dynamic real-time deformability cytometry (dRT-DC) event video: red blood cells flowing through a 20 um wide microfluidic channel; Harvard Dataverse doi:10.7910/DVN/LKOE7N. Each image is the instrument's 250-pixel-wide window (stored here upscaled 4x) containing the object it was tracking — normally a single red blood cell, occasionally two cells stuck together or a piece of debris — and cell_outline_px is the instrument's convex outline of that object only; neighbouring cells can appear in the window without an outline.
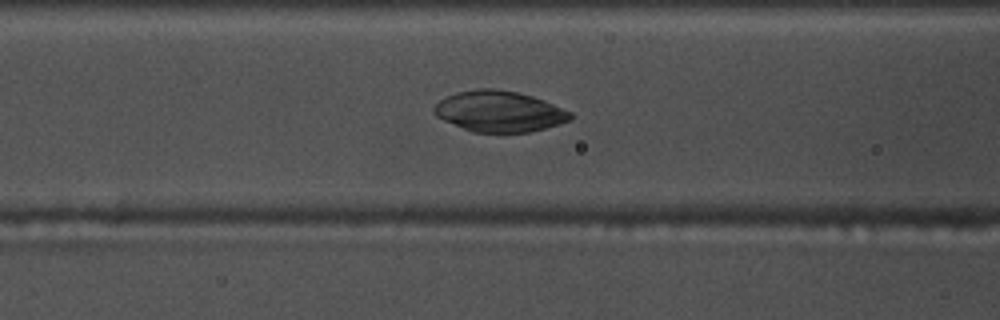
{"species": "common noctule bat (a hibernating species)", "species_latin": "Nyctalus noctula", "temperature_condition": "warm", "stored_images_in_passage": 48, "camera_frame_rate_fps": 3000, "um_per_image_px": 0.085, "animal": {"sex": "male", "body_mass_g": 17.5, "forearm_length_mm": 52.3}, "frame": {"image": 1, "passage_image": 22, "time_ms": 7.0, "image_size_px": [1000, 320], "cell_outline_px": [[572, 116], [568, 120], [560, 124], [528, 132], [472, 132], [444, 120], [436, 116], [432, 112], [432, 108], [440, 100], [456, 92], [480, 88], [492, 88], [516, 92], [532, 96], [544, 100], [572, 112]], "centroid_in_image_um": [42.42, 9.46], "position_along_channel_um": 124.2, "area_um2": 32.31}}
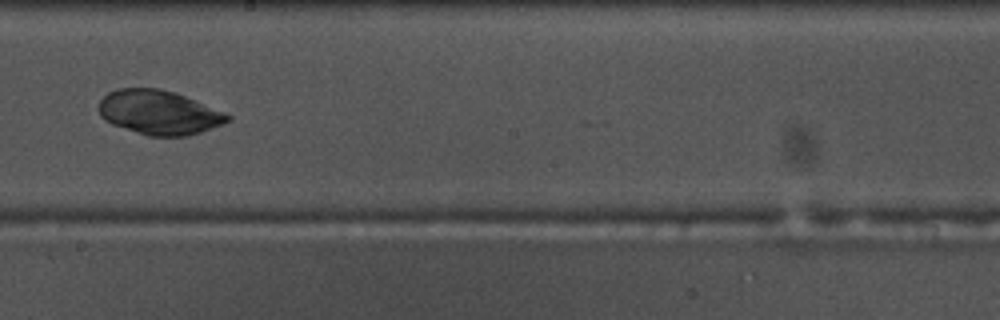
{"frame": {"image": 2, "passage_image": 31, "time_ms": 10.0, "image_size_px": [1000, 320], "cell_outline_px": [[232, 120], [200, 132], [184, 136], [148, 136], [112, 124], [104, 120], [100, 116], [100, 100], [108, 92], [116, 88], [160, 88], [184, 96], [224, 112], [232, 116]], "centroid_in_image_um": [13.49, 9.55], "position_along_channel_um": 234.7, "area_um2": 32.95}}
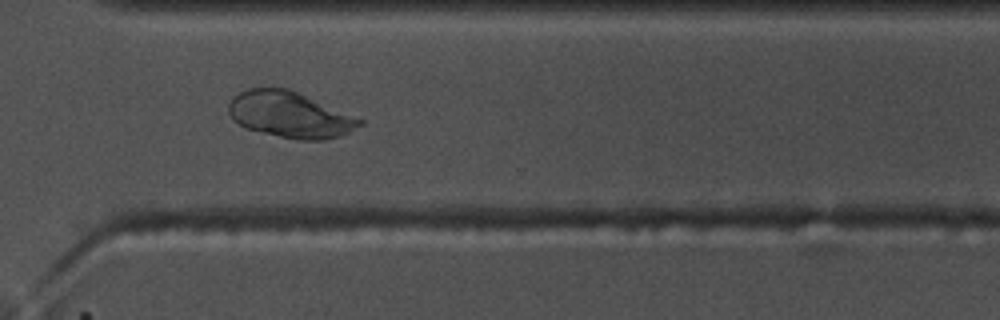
{"frame": {"image": 3, "passage_image": 40, "time_ms": 13.0, "image_size_px": [1000, 320], "cell_outline_px": [[364, 124], [340, 136], [324, 140], [300, 140], [280, 136], [244, 128], [232, 120], [228, 112], [228, 104], [232, 96], [248, 88], [288, 88], [364, 120]], "centroid_in_image_um": [24.61, 9.75], "position_along_channel_um": 346.0, "area_um2": 35.08}}